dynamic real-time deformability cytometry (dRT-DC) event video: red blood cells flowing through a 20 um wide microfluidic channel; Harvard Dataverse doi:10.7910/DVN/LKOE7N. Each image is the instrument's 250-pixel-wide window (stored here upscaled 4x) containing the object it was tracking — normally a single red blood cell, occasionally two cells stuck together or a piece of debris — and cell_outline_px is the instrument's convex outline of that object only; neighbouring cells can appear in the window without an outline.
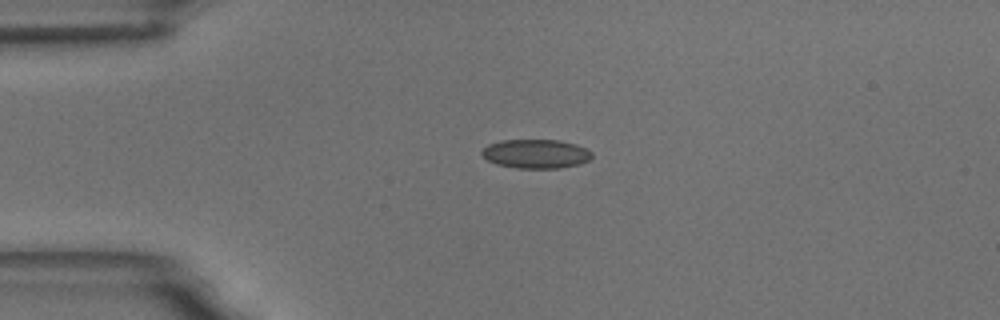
{"species": "common noctule bat (a hibernating species)", "species_latin": "Nyctalus noctula", "temperature_condition": "room temperature", "stored_images_in_passage": 45, "camera_frame_rate_fps": 3000, "um_per_image_px": 0.085, "animal": {"sex": "male", "body_mass_g": 18.8}, "frame": {"image": 1, "passage_image": 1, "time_ms": 0.0, "image_size_px": [1000, 320], "cell_outline_px": [[592, 156], [588, 160], [580, 164], [560, 168], [516, 168], [496, 164], [488, 160], [480, 152], [488, 144], [500, 140], [560, 140], [576, 144], [592, 152]], "centroid_in_image_um": [45.54, 13.07], "position_along_channel_um": 39.5, "area_um2": 18.61}}
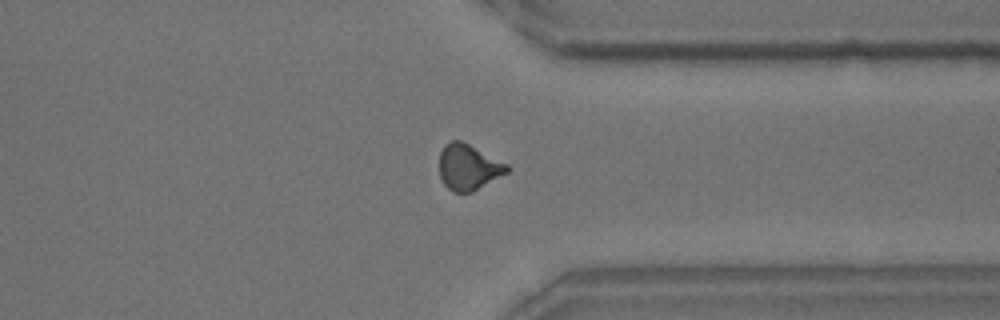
{"frame": {"image": 2, "passage_image": 32, "time_ms": 10.333, "image_size_px": [1000, 320], "cell_outline_px": [[512, 168], [508, 172], [472, 192], [452, 192], [440, 180], [440, 152], [444, 144], [452, 140], [460, 140], [508, 164]], "centroid_in_image_um": [39.81, 14.21], "position_along_channel_um": 371.6, "area_um2": 18.03}}
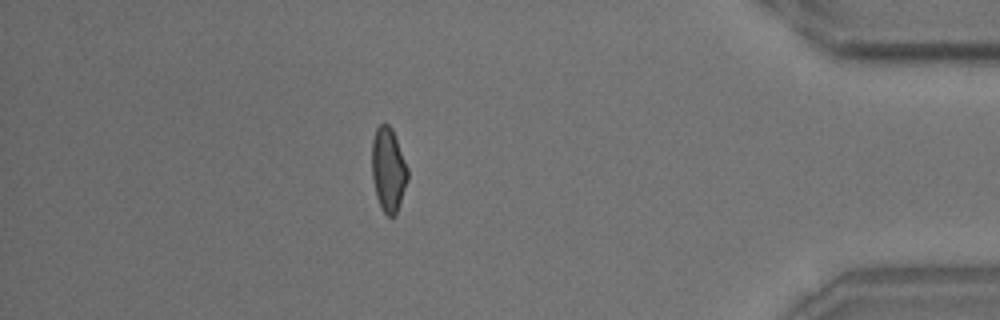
{"frame": {"image": 3, "passage_image": 38, "time_ms": 12.333, "image_size_px": [1000, 320], "cell_outline_px": [[408, 180], [396, 216], [388, 216], [384, 212], [376, 196], [372, 176], [372, 140], [376, 128], [380, 124], [388, 124], [392, 128], [408, 168]], "centroid_in_image_um": [33.01, 14.42], "position_along_channel_um": 402.2, "area_um2": 17.57}, "authors_computed_cell_mechanics": {"area_um2": 17.9758, "velocity_mm_per_s": 3.4925, "shape_relaxation_time_tau1_ms": null, "shape_relaxation_time_tau2_ms": 1.7507, "deformation_change_tau1": null, "deformation_change_tau2": 0.0662}}